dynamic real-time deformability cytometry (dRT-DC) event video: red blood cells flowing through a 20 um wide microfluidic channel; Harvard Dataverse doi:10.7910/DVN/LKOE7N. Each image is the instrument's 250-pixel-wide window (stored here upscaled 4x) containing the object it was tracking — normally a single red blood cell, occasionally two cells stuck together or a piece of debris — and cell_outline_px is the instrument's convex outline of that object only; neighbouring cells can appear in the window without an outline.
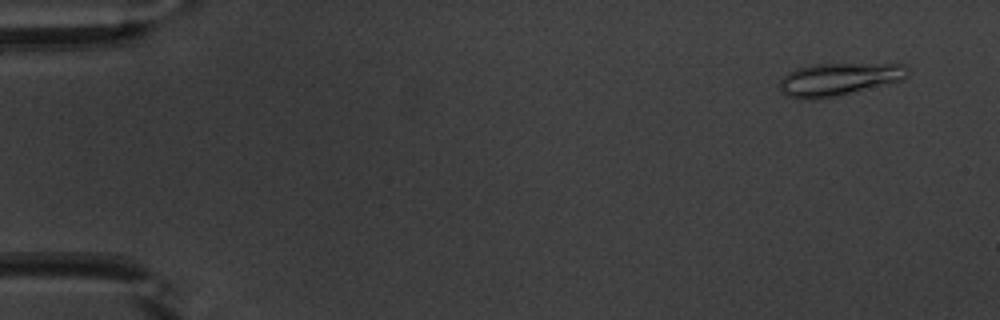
{"species": "common noctule bat (a hibernating species)", "species_latin": "Nyctalus noctula", "temperature_condition": "warm", "stored_images_in_passage": 52, "camera_frame_rate_fps": 3000, "um_per_image_px": 0.085, "animal": {"sex": "male", "body_mass_g": 20.1, "forearm_length_mm": 53.5}, "frame": {"image": 1, "passage_image": 4, "time_ms": 1.0, "image_size_px": [1000, 320], "cell_outline_px": [[908, 76], [904, 80], [836, 96], [816, 100], [796, 100], [788, 96], [780, 88], [780, 80], [788, 72], [796, 68], [812, 64], [904, 64], [908, 68]], "centroid_in_image_um": [71.28, 6.75], "position_along_channel_um": 13.7, "area_um2": 24.57}}
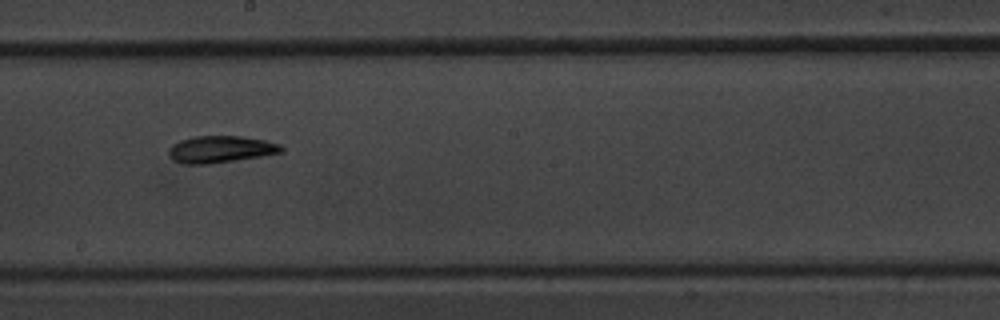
{"frame": {"image": 2, "passage_image": 30, "time_ms": 9.667, "image_size_px": [1000, 320], "cell_outline_px": [[284, 152], [260, 156], [208, 164], [184, 164], [176, 160], [168, 152], [172, 144], [180, 140], [192, 136], [240, 136], [264, 140], [280, 144], [284, 148]], "centroid_in_image_um": [18.77, 12.68], "position_along_channel_um": 229.4, "area_um2": 17.46}}
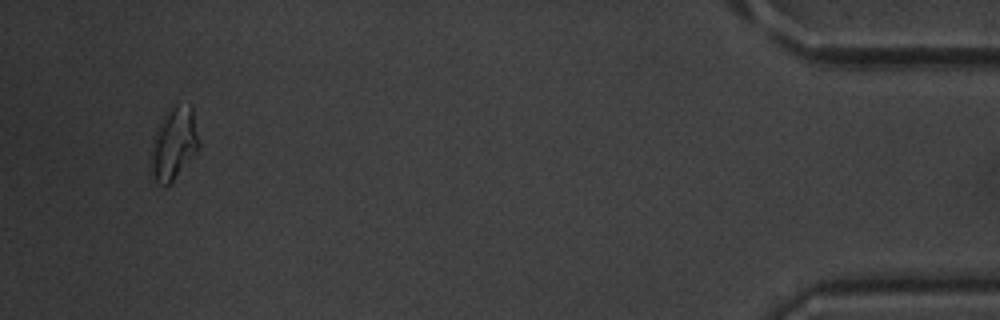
{"frame": {"image": 3, "passage_image": 50, "time_ms": 16.333, "image_size_px": [1000, 320], "cell_outline_px": [[200, 148], [172, 180], [168, 184], [156, 184], [148, 168], [148, 164], [156, 128], [164, 112], [176, 104], [192, 108], [200, 144]], "centroid_in_image_um": [14.73, 12.23], "position_along_channel_um": 420.5, "area_um2": 20.29}, "authors_computed_cell_mechanics": {"area_um2": 17.6579, "velocity_mm_per_s": 3.9325, "shape_relaxation_time_tau1_ms": 5.5211, "shape_relaxation_time_tau2_ms": 3.0895, "deformation_change_tau1": 0.1455, "deformation_change_tau2": 0.0909}}